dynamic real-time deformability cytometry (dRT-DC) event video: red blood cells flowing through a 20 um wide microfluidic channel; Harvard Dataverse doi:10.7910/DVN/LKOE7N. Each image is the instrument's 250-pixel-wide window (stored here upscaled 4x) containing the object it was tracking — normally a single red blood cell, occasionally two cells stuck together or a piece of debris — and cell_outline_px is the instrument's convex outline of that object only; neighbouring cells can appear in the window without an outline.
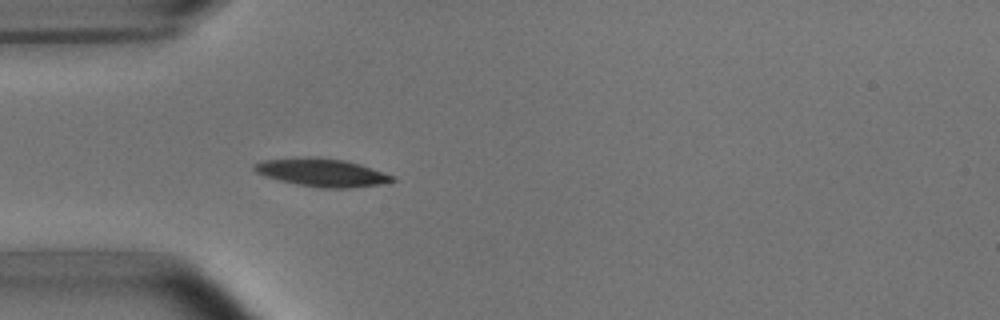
{"species": "common noctule bat (a hibernating species)", "species_latin": "Nyctalus noctula", "temperature_condition": "room temperature", "stored_images_in_passage": 2, "camera_frame_rate_fps": 3000, "um_per_image_px": 0.085, "animal": {"sex": "male", "body_mass_g": 15.6}, "frame": {"image": 1, "passage_image": 2, "time_ms": 1.333, "image_size_px": [1000, 320], "cell_outline_px": [[396, 180], [380, 184], [352, 188], [320, 188], [296, 184], [264, 176], [256, 172], [252, 168], [252, 164], [260, 160], [344, 160], [360, 164], [396, 176]], "centroid_in_image_um": [27.42, 14.72], "position_along_channel_um": 57.6, "area_um2": 21.56}}